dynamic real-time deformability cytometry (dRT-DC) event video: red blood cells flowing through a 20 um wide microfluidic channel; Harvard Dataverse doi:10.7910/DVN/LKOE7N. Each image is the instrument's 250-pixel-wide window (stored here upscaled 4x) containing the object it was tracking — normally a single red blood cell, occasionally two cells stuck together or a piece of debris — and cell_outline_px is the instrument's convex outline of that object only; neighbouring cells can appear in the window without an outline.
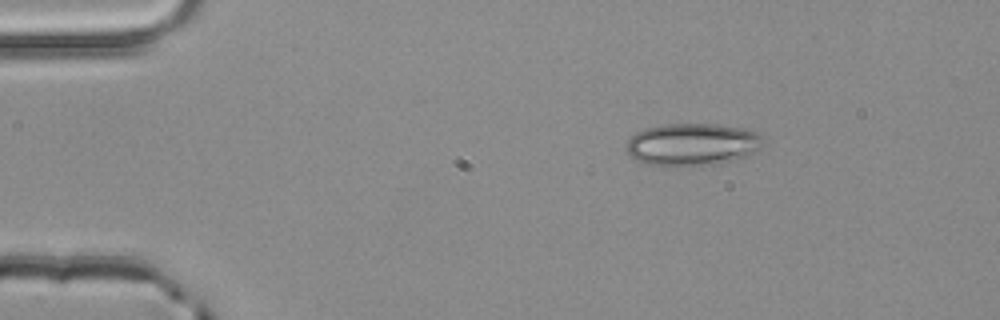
{"species": "common noctule bat (a hibernating species)", "species_latin": "Nyctalus noctula", "temperature_condition": "room temperature", "stored_images_in_passage": 2, "camera_frame_rate_fps": 3000, "um_per_image_px": 0.085, "animal": {"sex": "male", "body_mass_g": 20.4}, "frame": {"image": 1, "passage_image": 1, "time_ms": 0.0, "image_size_px": [1000, 320], "cell_outline_px": [[760, 148], [744, 156], [712, 164], [664, 168], [644, 164], [636, 160], [624, 148], [628, 140], [636, 132], [644, 128], [664, 124], [716, 124], [744, 128], [760, 132]], "centroid_in_image_um": [58.75, 12.28], "position_along_channel_um": 26.3, "area_um2": 33.99}}
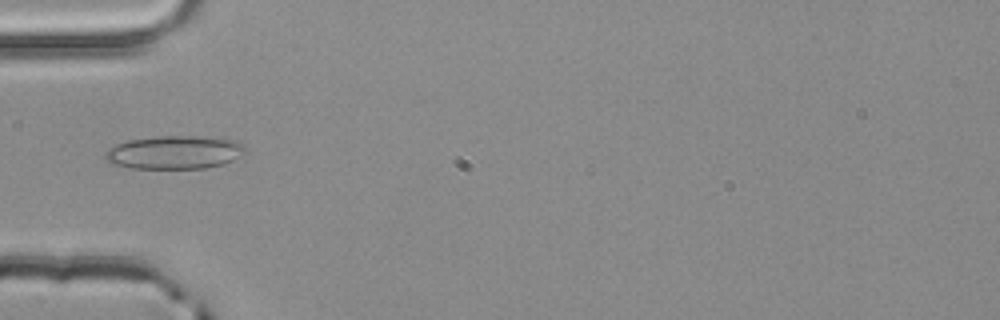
{"frame": {"image": 2, "passage_image": 2, "time_ms": 0.333, "image_size_px": [1000, 320], "cell_outline_px": [[248, 148], [240, 156], [224, 164], [204, 168], [132, 168], [112, 164], [104, 156], [104, 152], [108, 148], [116, 144], [128, 140], [160, 136], [200, 136], [236, 140], [244, 144]], "centroid_in_image_um": [14.85, 12.94], "position_along_channel_um": 70.2, "area_um2": 27.28}}